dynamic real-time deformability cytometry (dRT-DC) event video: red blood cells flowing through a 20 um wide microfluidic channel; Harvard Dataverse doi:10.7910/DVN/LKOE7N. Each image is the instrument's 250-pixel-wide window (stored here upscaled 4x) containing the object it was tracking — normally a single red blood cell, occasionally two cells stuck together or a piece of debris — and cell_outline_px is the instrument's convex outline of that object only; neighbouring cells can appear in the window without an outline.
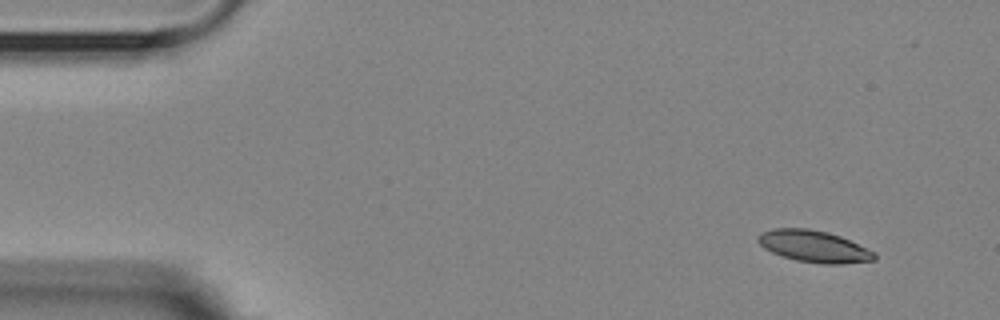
{"species": "Egyptian fruit bat (a non-hibernating species)", "species_latin": "Rousettus aegyptiacus", "temperature_condition": "room temperature", "stored_images_in_passage": 3, "camera_frame_rate_fps": 3000, "um_per_image_px": 0.085, "animal": {"sex": "female"}, "frame": {"image": 1, "passage_image": 1, "time_ms": 0.0, "image_size_px": [1000, 320], "cell_outline_px": [[876, 260], [840, 264], [824, 264], [796, 260], [772, 252], [764, 248], [756, 240], [756, 236], [760, 232], [772, 228], [808, 228], [828, 232], [840, 236], [876, 252]], "centroid_in_image_um": [69.17, 20.93], "position_along_channel_um": 15.8, "area_um2": 21.62}}
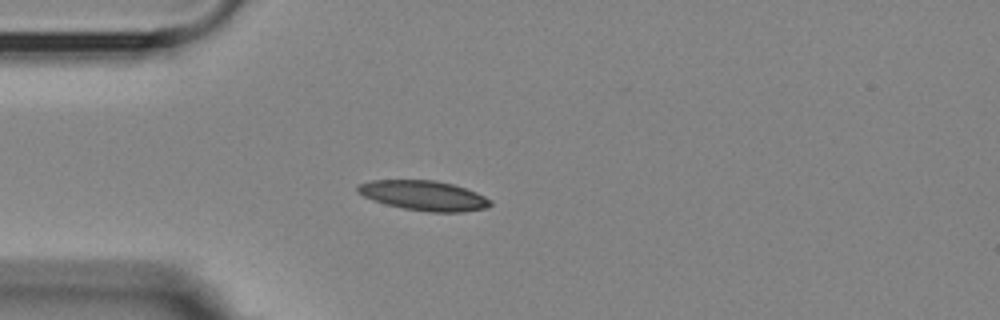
{"frame": {"image": 2, "passage_image": 3, "time_ms": 3.333, "image_size_px": [1000, 320], "cell_outline_px": [[492, 204], [488, 208], [464, 212], [428, 212], [404, 208], [372, 200], [356, 192], [356, 184], [372, 180], [436, 180], [452, 184], [476, 192], [492, 200]], "centroid_in_image_um": [36.02, 16.62], "position_along_channel_um": 49.0, "area_um2": 23.18}}